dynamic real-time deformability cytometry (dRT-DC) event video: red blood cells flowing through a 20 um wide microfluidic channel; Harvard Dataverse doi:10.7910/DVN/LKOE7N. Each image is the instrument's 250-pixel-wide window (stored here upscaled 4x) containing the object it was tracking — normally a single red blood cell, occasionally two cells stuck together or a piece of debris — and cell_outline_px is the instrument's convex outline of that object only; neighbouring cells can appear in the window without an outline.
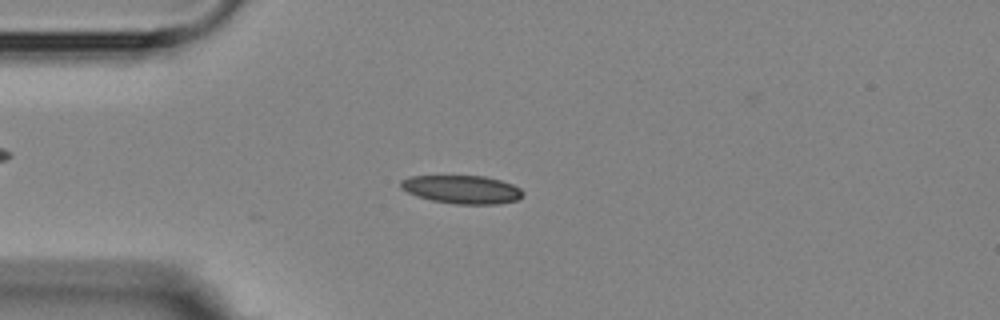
{"species": "Egyptian fruit bat (a non-hibernating species)", "species_latin": "Rousettus aegyptiacus", "temperature_condition": "room temperature", "stored_images_in_passage": 6, "camera_frame_rate_fps": 3000, "um_per_image_px": 0.085, "animal": {"sex": "female"}, "frame": {"image": 1, "passage_image": 3, "time_ms": 2.333, "image_size_px": [1000, 320], "cell_outline_px": [[524, 196], [516, 200], [496, 204], [456, 204], [432, 200], [416, 196], [400, 188], [400, 180], [408, 176], [484, 176], [500, 180], [512, 184], [520, 188], [524, 192]], "centroid_in_image_um": [39.26, 16.1], "position_along_channel_um": 45.7, "area_um2": 20.17}}
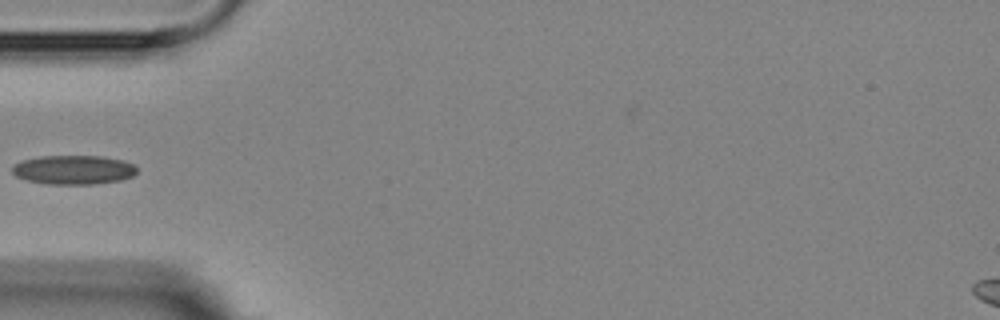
{"frame": {"image": 2, "passage_image": 4, "time_ms": 3.667, "image_size_px": [1000, 320], "cell_outline_px": [[136, 172], [132, 176], [120, 180], [96, 184], [44, 184], [28, 180], [16, 176], [12, 172], [12, 168], [20, 160], [40, 156], [100, 156], [124, 160], [132, 164], [136, 168]], "centroid_in_image_um": [6.23, 14.43], "position_along_channel_um": 78.8, "area_um2": 21.15}}
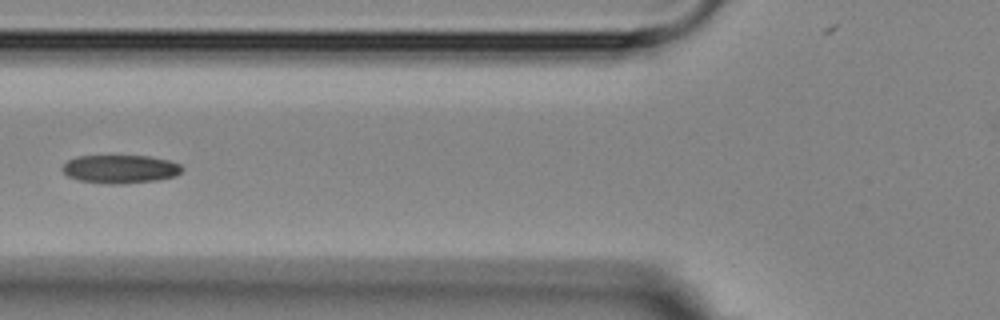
{"frame": {"image": 3, "passage_image": 5, "time_ms": 4.667, "image_size_px": [1000, 320], "cell_outline_px": [[184, 168], [176, 176], [156, 180], [120, 184], [108, 184], [80, 180], [68, 176], [60, 168], [68, 160], [76, 156], [148, 156], [168, 160], [180, 164]], "centroid_in_image_um": [10.22, 14.36], "position_along_channel_um": 115.6, "area_um2": 19.71}}